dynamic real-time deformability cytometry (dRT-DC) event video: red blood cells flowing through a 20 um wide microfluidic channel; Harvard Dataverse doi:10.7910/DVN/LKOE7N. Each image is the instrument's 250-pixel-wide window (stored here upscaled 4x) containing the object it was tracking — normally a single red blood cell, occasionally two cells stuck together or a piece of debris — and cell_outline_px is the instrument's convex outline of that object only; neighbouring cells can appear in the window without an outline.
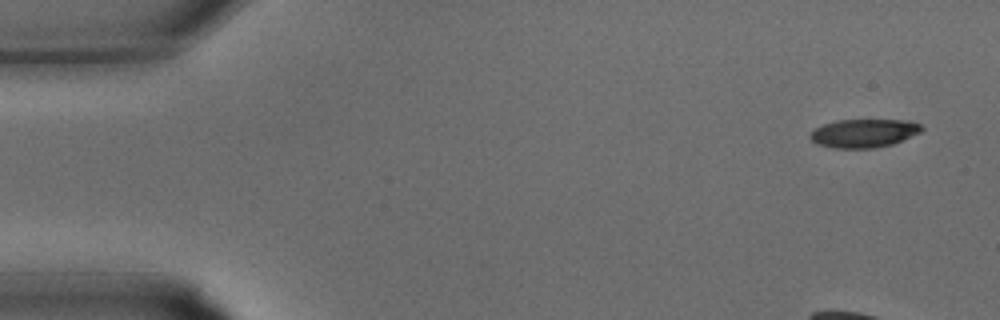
{"species": "common noctule bat (a hibernating species)", "species_latin": "Nyctalus noctula", "temperature_condition": "warm", "stored_images_in_passage": 7, "camera_frame_rate_fps": 3000, "um_per_image_px": 0.085, "animal": {"sex": "male", "body_mass_g": 15.6}, "frame": {"image": 1, "passage_image": 1, "time_ms": 0.0, "image_size_px": [1000, 320], "cell_outline_px": [[924, 128], [920, 132], [892, 144], [872, 148], [832, 148], [816, 144], [808, 136], [816, 128], [824, 124], [836, 120], [908, 120], [920, 124]], "centroid_in_image_um": [73.41, 11.32], "position_along_channel_um": 11.6, "area_um2": 18.38}}